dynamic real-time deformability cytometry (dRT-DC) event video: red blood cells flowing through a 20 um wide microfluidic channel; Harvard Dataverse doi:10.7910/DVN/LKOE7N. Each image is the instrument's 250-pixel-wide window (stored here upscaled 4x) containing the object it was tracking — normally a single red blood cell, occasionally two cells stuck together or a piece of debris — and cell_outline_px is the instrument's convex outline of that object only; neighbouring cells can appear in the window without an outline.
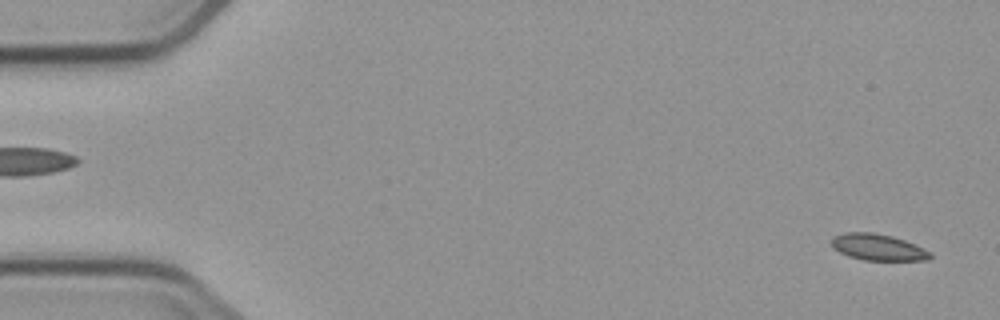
{"species": "common noctule bat (a hibernating species)", "species_latin": "Nyctalus noctula", "temperature_condition": "cold", "stored_images_in_passage": 4, "segment_of_instrument_passage": [2, 2], "camera_frame_rate_fps": 3000, "um_per_image_px": 0.085, "animal": {"sex": "male", "body_mass_g": 23.1, "forearm_length_mm": 52.7}, "frame": {"image": 1, "passage_image": 4, "time_ms": 3.667, "image_size_px": [1000, 320], "cell_outline_px": [[932, 256], [928, 260], [864, 260], [848, 256], [832, 248], [832, 236], [844, 232], [872, 232], [892, 236], [904, 240], [932, 252]], "centroid_in_image_um": [74.6, 21.01], "position_along_channel_um": 10.4, "area_um2": 15.2}}